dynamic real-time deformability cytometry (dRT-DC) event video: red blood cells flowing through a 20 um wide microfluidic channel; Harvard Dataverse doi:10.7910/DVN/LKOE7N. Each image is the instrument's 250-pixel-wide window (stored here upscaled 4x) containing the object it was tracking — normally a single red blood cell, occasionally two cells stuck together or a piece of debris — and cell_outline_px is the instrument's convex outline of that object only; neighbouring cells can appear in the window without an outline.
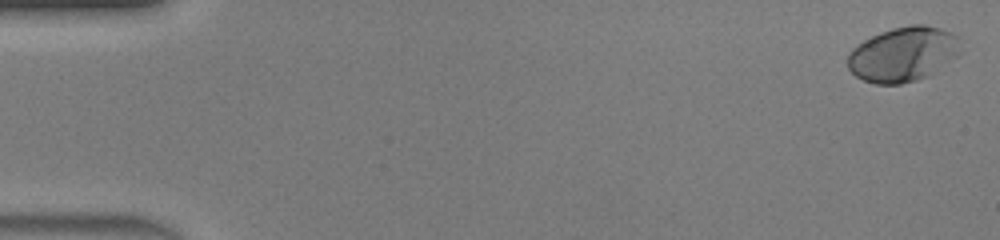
{"species": "human", "species_latin": "Homo sapiens", "temperature_condition": "warm", "stored_images_in_passage": 47, "camera_frame_rate_fps": 3000, "um_per_image_px": 0.085, "donor": {"sex": "male"}, "frame": {"image": 1, "passage_image": 1, "time_ms": 0.0, "image_size_px": [1000, 240], "cell_outline_px": [[956, 36], [928, 76], [916, 80], [900, 84], [876, 84], [864, 80], [856, 76], [848, 68], [848, 52], [856, 44], [880, 32], [892, 28], [908, 24], [924, 24], [940, 28], [952, 32]], "centroid_in_image_um": [76.46, 4.59], "position_along_channel_um": 8.5, "area_um2": 33.58}}
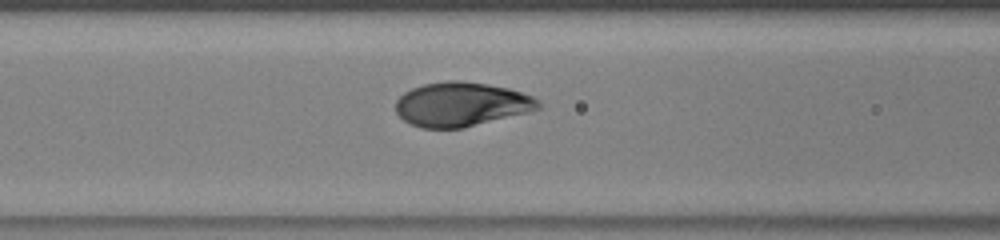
{"frame": {"image": 2, "passage_image": 20, "time_ms": 6.333, "image_size_px": [1000, 240], "cell_outline_px": [[540, 108], [528, 112], [464, 128], [420, 128], [404, 120], [396, 112], [396, 100], [404, 92], [412, 88], [424, 84], [448, 80], [460, 80], [488, 84], [508, 88], [532, 96], [540, 100]], "centroid_in_image_um": [39.21, 8.86], "position_along_channel_um": 127.4, "area_um2": 36.76}}
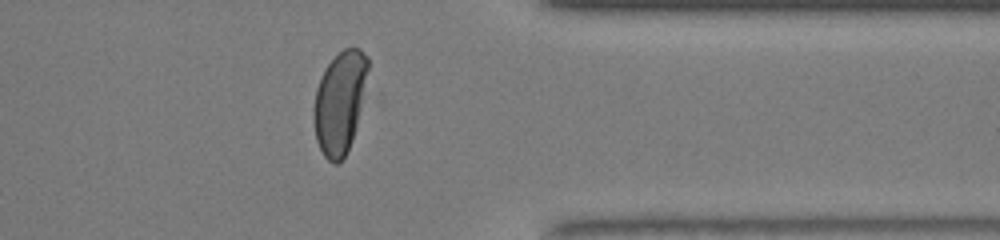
{"frame": {"image": 3, "passage_image": 38, "time_ms": 12.333, "image_size_px": [1000, 240], "cell_outline_px": [[368, 68], [356, 124], [352, 140], [344, 156], [336, 164], [332, 164], [324, 156], [316, 140], [312, 120], [312, 112], [316, 88], [324, 68], [344, 48], [360, 48], [368, 56]], "centroid_in_image_um": [28.83, 8.7], "position_along_channel_um": 382.6, "area_um2": 31.91}, "authors_computed_cell_mechanics": {"area_um2": 35.8938, "velocity_mm_per_s": 4.4033, "shape_relaxation_time_tau1_ms": 2.3304, "shape_relaxation_time_tau2_ms": null, "deformation_change_tau1": 0.1815, "deformation_change_tau2": null}}